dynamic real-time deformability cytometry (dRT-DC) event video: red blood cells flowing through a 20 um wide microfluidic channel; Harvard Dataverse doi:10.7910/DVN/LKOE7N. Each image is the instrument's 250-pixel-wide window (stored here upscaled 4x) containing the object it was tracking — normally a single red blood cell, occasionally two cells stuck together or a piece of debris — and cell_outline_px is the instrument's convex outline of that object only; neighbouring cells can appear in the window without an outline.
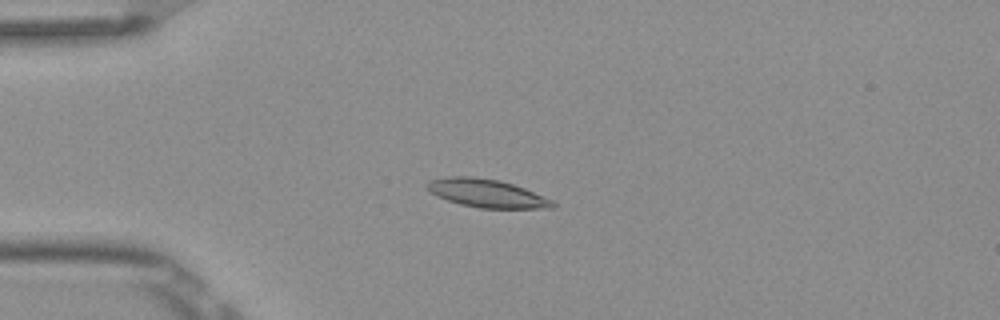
{"species": "Egyptian fruit bat (a non-hibernating species)", "species_latin": "Rousettus aegyptiacus", "temperature_condition": "room temperature", "stored_images_in_passage": 5, "camera_frame_rate_fps": 3000, "um_per_image_px": 0.085, "frame": {"image": 1, "passage_image": 3, "time_ms": 0.667, "image_size_px": [1000, 320], "cell_outline_px": [[556, 208], [480, 208], [460, 204], [448, 200], [432, 192], [424, 184], [432, 180], [448, 176], [472, 176], [500, 180], [524, 188], [552, 200], [556, 204]], "centroid_in_image_um": [41.4, 16.42], "position_along_channel_um": 43.6, "area_um2": 20.4}}
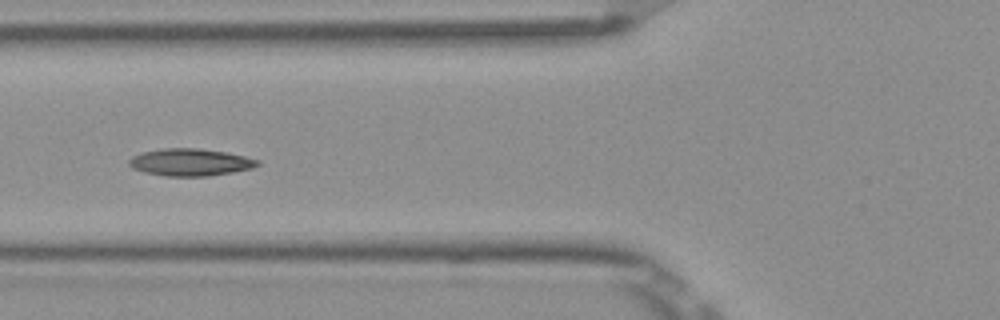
{"frame": {"image": 2, "passage_image": 5, "time_ms": 1.333, "image_size_px": [1000, 320], "cell_outline_px": [[260, 164], [252, 168], [232, 172], [208, 176], [164, 176], [144, 172], [132, 168], [128, 164], [128, 160], [132, 156], [144, 152], [164, 148], [200, 148], [224, 152], [244, 156], [260, 160]], "centroid_in_image_um": [16.16, 13.79], "position_along_channel_um": 109.6, "area_um2": 20.35}}